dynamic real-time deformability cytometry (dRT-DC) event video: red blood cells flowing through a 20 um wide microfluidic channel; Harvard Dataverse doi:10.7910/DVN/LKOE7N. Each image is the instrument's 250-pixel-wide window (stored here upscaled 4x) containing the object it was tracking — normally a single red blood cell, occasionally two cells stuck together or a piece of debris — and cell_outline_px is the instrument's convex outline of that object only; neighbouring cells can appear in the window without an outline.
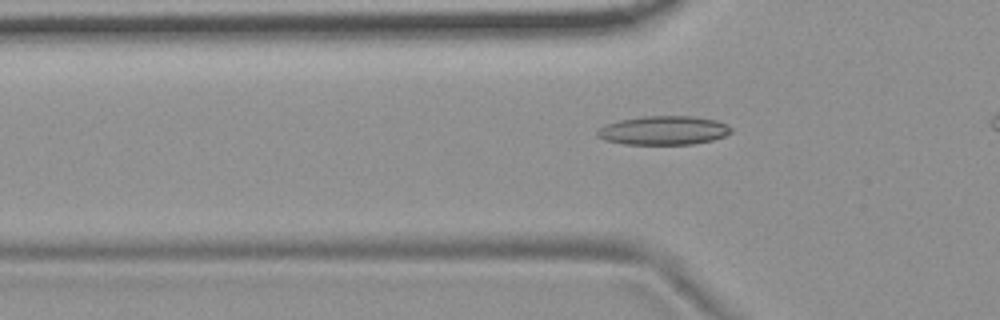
{"species": "common noctule bat (a hibernating species)", "species_latin": "Nyctalus noctula", "temperature_condition": "room temperature", "stored_images_in_passage": 37, "camera_frame_rate_fps": 3000, "um_per_image_px": 0.085, "animal": {"sex": "female", "body_mass_g": 19.9}, "frame": {"image": 1, "passage_image": 10, "time_ms": 3.0, "image_size_px": [1000, 320], "cell_outline_px": [[732, 132], [724, 136], [712, 140], [692, 144], [624, 144], [604, 140], [596, 136], [596, 132], [604, 124], [620, 120], [640, 116], [692, 116], [716, 120], [732, 128]], "centroid_in_image_um": [56.37, 11.08], "position_along_channel_um": 69.4, "area_um2": 22.54}}
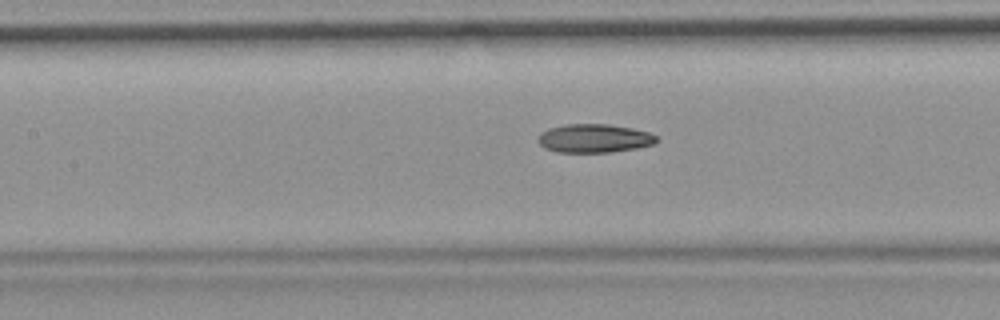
{"frame": {"image": 2, "passage_image": 17, "time_ms": 5.333, "image_size_px": [1000, 320], "cell_outline_px": [[660, 140], [652, 144], [636, 148], [612, 152], [556, 152], [544, 148], [536, 140], [540, 132], [548, 128], [564, 124], [608, 124], [632, 128], [648, 132], [656, 136]], "centroid_in_image_um": [50.47, 11.75], "position_along_channel_um": 156.9, "area_um2": 19.88}}
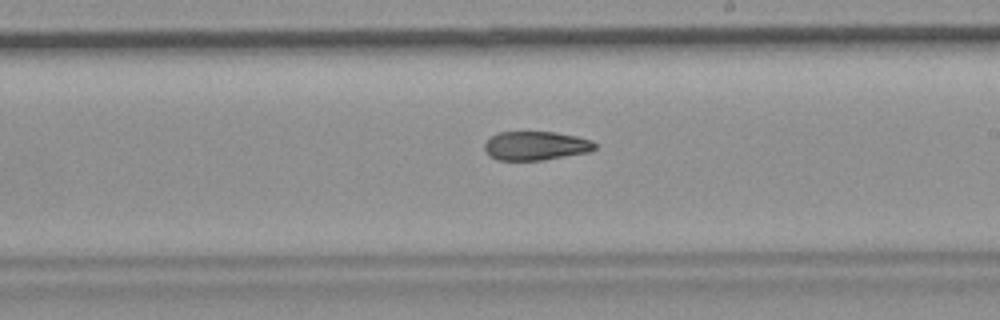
{"frame": {"image": 3, "passage_image": 24, "time_ms": 7.667, "image_size_px": [1000, 320], "cell_outline_px": [[596, 148], [588, 152], [544, 160], [496, 160], [488, 156], [484, 148], [484, 144], [492, 136], [500, 132], [556, 132], [576, 136], [592, 140], [596, 144]], "centroid_in_image_um": [45.53, 12.39], "position_along_channel_um": 243.5, "area_um2": 18.61}}